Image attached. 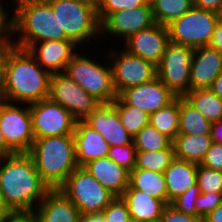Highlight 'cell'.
Segmentation results:
<instances>
[{"label":"cell","instance_id":"6da1fadb","mask_svg":"<svg viewBox=\"0 0 222 222\" xmlns=\"http://www.w3.org/2000/svg\"><path fill=\"white\" fill-rule=\"evenodd\" d=\"M0 190L10 211L35 210L50 190L28 152L0 158Z\"/></svg>","mask_w":222,"mask_h":222},{"label":"cell","instance_id":"7a4b0ae2","mask_svg":"<svg viewBox=\"0 0 222 222\" xmlns=\"http://www.w3.org/2000/svg\"><path fill=\"white\" fill-rule=\"evenodd\" d=\"M50 77L51 74L35 61L27 49L14 46L5 62L0 99L32 104L49 98Z\"/></svg>","mask_w":222,"mask_h":222},{"label":"cell","instance_id":"3957f363","mask_svg":"<svg viewBox=\"0 0 222 222\" xmlns=\"http://www.w3.org/2000/svg\"><path fill=\"white\" fill-rule=\"evenodd\" d=\"M14 43L27 49L30 45L49 40L69 39L59 34V22L45 0H13ZM18 35V36H17Z\"/></svg>","mask_w":222,"mask_h":222},{"label":"cell","instance_id":"277c9868","mask_svg":"<svg viewBox=\"0 0 222 222\" xmlns=\"http://www.w3.org/2000/svg\"><path fill=\"white\" fill-rule=\"evenodd\" d=\"M37 172L49 189H59L78 167L73 135L34 139L28 152Z\"/></svg>","mask_w":222,"mask_h":222},{"label":"cell","instance_id":"5b68a950","mask_svg":"<svg viewBox=\"0 0 222 222\" xmlns=\"http://www.w3.org/2000/svg\"><path fill=\"white\" fill-rule=\"evenodd\" d=\"M59 22V34H65L87 51V44L101 38V23L96 0H45ZM96 40V41H94ZM83 44V45H82ZM86 45V46H84ZM84 46V47H82Z\"/></svg>","mask_w":222,"mask_h":222},{"label":"cell","instance_id":"8992f818","mask_svg":"<svg viewBox=\"0 0 222 222\" xmlns=\"http://www.w3.org/2000/svg\"><path fill=\"white\" fill-rule=\"evenodd\" d=\"M92 52L89 56L84 49L83 52L79 50L67 64L64 73L101 103H112L118 95L113 85L110 62L104 61V57L103 60L98 57L97 61L94 56L91 57Z\"/></svg>","mask_w":222,"mask_h":222},{"label":"cell","instance_id":"52a82bcc","mask_svg":"<svg viewBox=\"0 0 222 222\" xmlns=\"http://www.w3.org/2000/svg\"><path fill=\"white\" fill-rule=\"evenodd\" d=\"M81 215L101 213L116 197L85 168L77 167L59 188Z\"/></svg>","mask_w":222,"mask_h":222},{"label":"cell","instance_id":"ba28073f","mask_svg":"<svg viewBox=\"0 0 222 222\" xmlns=\"http://www.w3.org/2000/svg\"><path fill=\"white\" fill-rule=\"evenodd\" d=\"M218 21L219 14L192 7L167 25L170 42L194 49L208 46Z\"/></svg>","mask_w":222,"mask_h":222},{"label":"cell","instance_id":"9c48e42d","mask_svg":"<svg viewBox=\"0 0 222 222\" xmlns=\"http://www.w3.org/2000/svg\"><path fill=\"white\" fill-rule=\"evenodd\" d=\"M117 48L111 47L106 51L107 54L105 53L112 68L113 85L117 95L127 88L147 83L157 77L156 65L129 54L118 45Z\"/></svg>","mask_w":222,"mask_h":222},{"label":"cell","instance_id":"30bf717a","mask_svg":"<svg viewBox=\"0 0 222 222\" xmlns=\"http://www.w3.org/2000/svg\"><path fill=\"white\" fill-rule=\"evenodd\" d=\"M194 48L169 42L157 68V77L177 97L190 87L191 59Z\"/></svg>","mask_w":222,"mask_h":222},{"label":"cell","instance_id":"8fae6325","mask_svg":"<svg viewBox=\"0 0 222 222\" xmlns=\"http://www.w3.org/2000/svg\"><path fill=\"white\" fill-rule=\"evenodd\" d=\"M0 131L15 152H29L34 142L29 104L0 99Z\"/></svg>","mask_w":222,"mask_h":222},{"label":"cell","instance_id":"7c38bea8","mask_svg":"<svg viewBox=\"0 0 222 222\" xmlns=\"http://www.w3.org/2000/svg\"><path fill=\"white\" fill-rule=\"evenodd\" d=\"M34 139L73 135L76 119L50 98L29 104Z\"/></svg>","mask_w":222,"mask_h":222},{"label":"cell","instance_id":"4fadbf2b","mask_svg":"<svg viewBox=\"0 0 222 222\" xmlns=\"http://www.w3.org/2000/svg\"><path fill=\"white\" fill-rule=\"evenodd\" d=\"M49 98L68 110L77 121L85 120L101 104L66 73L51 74Z\"/></svg>","mask_w":222,"mask_h":222},{"label":"cell","instance_id":"5bb4252c","mask_svg":"<svg viewBox=\"0 0 222 222\" xmlns=\"http://www.w3.org/2000/svg\"><path fill=\"white\" fill-rule=\"evenodd\" d=\"M155 23L150 1L143 6L124 9L109 14L101 22V38L120 40L123 43L133 34L153 26ZM105 33V34H104ZM112 36V37H111ZM115 37V38H114ZM122 40V41H121Z\"/></svg>","mask_w":222,"mask_h":222},{"label":"cell","instance_id":"9a60e30c","mask_svg":"<svg viewBox=\"0 0 222 222\" xmlns=\"http://www.w3.org/2000/svg\"><path fill=\"white\" fill-rule=\"evenodd\" d=\"M169 42L168 27L156 23L130 36L123 42L122 48L157 66Z\"/></svg>","mask_w":222,"mask_h":222},{"label":"cell","instance_id":"2e32d148","mask_svg":"<svg viewBox=\"0 0 222 222\" xmlns=\"http://www.w3.org/2000/svg\"><path fill=\"white\" fill-rule=\"evenodd\" d=\"M118 97L126 105L141 109L148 114L168 106L177 98L158 77L147 83L127 88Z\"/></svg>","mask_w":222,"mask_h":222},{"label":"cell","instance_id":"e0dca14e","mask_svg":"<svg viewBox=\"0 0 222 222\" xmlns=\"http://www.w3.org/2000/svg\"><path fill=\"white\" fill-rule=\"evenodd\" d=\"M71 39L41 41L27 50L35 61L50 74L64 73L72 57L82 48Z\"/></svg>","mask_w":222,"mask_h":222},{"label":"cell","instance_id":"ac0fdd59","mask_svg":"<svg viewBox=\"0 0 222 222\" xmlns=\"http://www.w3.org/2000/svg\"><path fill=\"white\" fill-rule=\"evenodd\" d=\"M84 121L99 132L110 147L133 142L113 103H101Z\"/></svg>","mask_w":222,"mask_h":222},{"label":"cell","instance_id":"d6986e66","mask_svg":"<svg viewBox=\"0 0 222 222\" xmlns=\"http://www.w3.org/2000/svg\"><path fill=\"white\" fill-rule=\"evenodd\" d=\"M222 72V52L209 46L193 51L190 70L189 90L210 88Z\"/></svg>","mask_w":222,"mask_h":222},{"label":"cell","instance_id":"ffe728a7","mask_svg":"<svg viewBox=\"0 0 222 222\" xmlns=\"http://www.w3.org/2000/svg\"><path fill=\"white\" fill-rule=\"evenodd\" d=\"M75 141L76 163L83 167L88 162L108 156L109 144L99 132L84 120L76 121L73 133Z\"/></svg>","mask_w":222,"mask_h":222},{"label":"cell","instance_id":"44dd1931","mask_svg":"<svg viewBox=\"0 0 222 222\" xmlns=\"http://www.w3.org/2000/svg\"><path fill=\"white\" fill-rule=\"evenodd\" d=\"M39 222H78L80 212L59 189H50L35 209Z\"/></svg>","mask_w":222,"mask_h":222},{"label":"cell","instance_id":"7402d4cb","mask_svg":"<svg viewBox=\"0 0 222 222\" xmlns=\"http://www.w3.org/2000/svg\"><path fill=\"white\" fill-rule=\"evenodd\" d=\"M83 168L116 197L129 186V172L108 157L92 160Z\"/></svg>","mask_w":222,"mask_h":222},{"label":"cell","instance_id":"603a6c76","mask_svg":"<svg viewBox=\"0 0 222 222\" xmlns=\"http://www.w3.org/2000/svg\"><path fill=\"white\" fill-rule=\"evenodd\" d=\"M197 168L198 164L193 162L176 157L172 160L163 172L167 187L168 204L191 186L197 184Z\"/></svg>","mask_w":222,"mask_h":222},{"label":"cell","instance_id":"cb8c5ba5","mask_svg":"<svg viewBox=\"0 0 222 222\" xmlns=\"http://www.w3.org/2000/svg\"><path fill=\"white\" fill-rule=\"evenodd\" d=\"M121 198L126 202L130 217L137 222L158 220L166 204L146 193L128 186Z\"/></svg>","mask_w":222,"mask_h":222},{"label":"cell","instance_id":"d4e9b609","mask_svg":"<svg viewBox=\"0 0 222 222\" xmlns=\"http://www.w3.org/2000/svg\"><path fill=\"white\" fill-rule=\"evenodd\" d=\"M129 186L162 200L168 205L166 181L163 173L134 168L129 173Z\"/></svg>","mask_w":222,"mask_h":222},{"label":"cell","instance_id":"484cf974","mask_svg":"<svg viewBox=\"0 0 222 222\" xmlns=\"http://www.w3.org/2000/svg\"><path fill=\"white\" fill-rule=\"evenodd\" d=\"M175 157L200 164L212 144L210 135L178 134L173 142Z\"/></svg>","mask_w":222,"mask_h":222},{"label":"cell","instance_id":"4316f807","mask_svg":"<svg viewBox=\"0 0 222 222\" xmlns=\"http://www.w3.org/2000/svg\"><path fill=\"white\" fill-rule=\"evenodd\" d=\"M183 97L211 123L222 120V100L210 88L189 90Z\"/></svg>","mask_w":222,"mask_h":222},{"label":"cell","instance_id":"83f0119b","mask_svg":"<svg viewBox=\"0 0 222 222\" xmlns=\"http://www.w3.org/2000/svg\"><path fill=\"white\" fill-rule=\"evenodd\" d=\"M211 122L194 108L184 97H179L178 134L210 135Z\"/></svg>","mask_w":222,"mask_h":222},{"label":"cell","instance_id":"f1b7e54d","mask_svg":"<svg viewBox=\"0 0 222 222\" xmlns=\"http://www.w3.org/2000/svg\"><path fill=\"white\" fill-rule=\"evenodd\" d=\"M149 124L173 141L179 131V97L168 106L151 113Z\"/></svg>","mask_w":222,"mask_h":222},{"label":"cell","instance_id":"f546056e","mask_svg":"<svg viewBox=\"0 0 222 222\" xmlns=\"http://www.w3.org/2000/svg\"><path fill=\"white\" fill-rule=\"evenodd\" d=\"M155 23L169 25L193 7V0H149Z\"/></svg>","mask_w":222,"mask_h":222},{"label":"cell","instance_id":"4dcf8cb0","mask_svg":"<svg viewBox=\"0 0 222 222\" xmlns=\"http://www.w3.org/2000/svg\"><path fill=\"white\" fill-rule=\"evenodd\" d=\"M112 103L117 109L122 124L132 137H134L142 128L149 125L150 114L147 112L126 105L119 97H117Z\"/></svg>","mask_w":222,"mask_h":222},{"label":"cell","instance_id":"1f68e13d","mask_svg":"<svg viewBox=\"0 0 222 222\" xmlns=\"http://www.w3.org/2000/svg\"><path fill=\"white\" fill-rule=\"evenodd\" d=\"M172 140L150 124L142 128L134 137L137 152L156 151L173 147Z\"/></svg>","mask_w":222,"mask_h":222},{"label":"cell","instance_id":"d6a6232c","mask_svg":"<svg viewBox=\"0 0 222 222\" xmlns=\"http://www.w3.org/2000/svg\"><path fill=\"white\" fill-rule=\"evenodd\" d=\"M174 158V147H167L156 151L137 152L135 168L163 173Z\"/></svg>","mask_w":222,"mask_h":222},{"label":"cell","instance_id":"836d02e7","mask_svg":"<svg viewBox=\"0 0 222 222\" xmlns=\"http://www.w3.org/2000/svg\"><path fill=\"white\" fill-rule=\"evenodd\" d=\"M197 184L201 193L222 192V171L208 169L198 164Z\"/></svg>","mask_w":222,"mask_h":222},{"label":"cell","instance_id":"e575fe53","mask_svg":"<svg viewBox=\"0 0 222 222\" xmlns=\"http://www.w3.org/2000/svg\"><path fill=\"white\" fill-rule=\"evenodd\" d=\"M96 2L97 15L101 23L109 14L146 5L149 0H96Z\"/></svg>","mask_w":222,"mask_h":222},{"label":"cell","instance_id":"d590c367","mask_svg":"<svg viewBox=\"0 0 222 222\" xmlns=\"http://www.w3.org/2000/svg\"><path fill=\"white\" fill-rule=\"evenodd\" d=\"M136 153L137 150L132 142L128 145L110 147L107 157L130 173L135 168Z\"/></svg>","mask_w":222,"mask_h":222},{"label":"cell","instance_id":"8d00e7d4","mask_svg":"<svg viewBox=\"0 0 222 222\" xmlns=\"http://www.w3.org/2000/svg\"><path fill=\"white\" fill-rule=\"evenodd\" d=\"M200 193L199 185L195 184L174 199L170 205L179 212L196 216V204L194 200Z\"/></svg>","mask_w":222,"mask_h":222},{"label":"cell","instance_id":"74e56055","mask_svg":"<svg viewBox=\"0 0 222 222\" xmlns=\"http://www.w3.org/2000/svg\"><path fill=\"white\" fill-rule=\"evenodd\" d=\"M106 222H131L126 202L121 197L114 200L102 211Z\"/></svg>","mask_w":222,"mask_h":222},{"label":"cell","instance_id":"f35d334b","mask_svg":"<svg viewBox=\"0 0 222 222\" xmlns=\"http://www.w3.org/2000/svg\"><path fill=\"white\" fill-rule=\"evenodd\" d=\"M5 1L0 0V42H14V13L8 11L10 9L8 3L10 4V2L7 0V4H5ZM10 1L12 6L14 1Z\"/></svg>","mask_w":222,"mask_h":222},{"label":"cell","instance_id":"ab89813d","mask_svg":"<svg viewBox=\"0 0 222 222\" xmlns=\"http://www.w3.org/2000/svg\"><path fill=\"white\" fill-rule=\"evenodd\" d=\"M194 201L196 217L204 218L222 203V192L200 193Z\"/></svg>","mask_w":222,"mask_h":222},{"label":"cell","instance_id":"60d3db41","mask_svg":"<svg viewBox=\"0 0 222 222\" xmlns=\"http://www.w3.org/2000/svg\"><path fill=\"white\" fill-rule=\"evenodd\" d=\"M200 165L208 169L222 171V144L212 142Z\"/></svg>","mask_w":222,"mask_h":222},{"label":"cell","instance_id":"b9f144b4","mask_svg":"<svg viewBox=\"0 0 222 222\" xmlns=\"http://www.w3.org/2000/svg\"><path fill=\"white\" fill-rule=\"evenodd\" d=\"M161 222H204V218L196 217L177 211L170 204L163 209Z\"/></svg>","mask_w":222,"mask_h":222},{"label":"cell","instance_id":"7bdbcfd3","mask_svg":"<svg viewBox=\"0 0 222 222\" xmlns=\"http://www.w3.org/2000/svg\"><path fill=\"white\" fill-rule=\"evenodd\" d=\"M2 222H39L35 210L9 211Z\"/></svg>","mask_w":222,"mask_h":222},{"label":"cell","instance_id":"ee69618b","mask_svg":"<svg viewBox=\"0 0 222 222\" xmlns=\"http://www.w3.org/2000/svg\"><path fill=\"white\" fill-rule=\"evenodd\" d=\"M193 7L219 14L222 9V0H193Z\"/></svg>","mask_w":222,"mask_h":222},{"label":"cell","instance_id":"f6af8a7d","mask_svg":"<svg viewBox=\"0 0 222 222\" xmlns=\"http://www.w3.org/2000/svg\"><path fill=\"white\" fill-rule=\"evenodd\" d=\"M14 46V42H0V84L2 83L4 77L7 56Z\"/></svg>","mask_w":222,"mask_h":222},{"label":"cell","instance_id":"bcb514c9","mask_svg":"<svg viewBox=\"0 0 222 222\" xmlns=\"http://www.w3.org/2000/svg\"><path fill=\"white\" fill-rule=\"evenodd\" d=\"M210 48L222 52V21L219 20L215 26L211 41L208 45Z\"/></svg>","mask_w":222,"mask_h":222},{"label":"cell","instance_id":"7dc6e473","mask_svg":"<svg viewBox=\"0 0 222 222\" xmlns=\"http://www.w3.org/2000/svg\"><path fill=\"white\" fill-rule=\"evenodd\" d=\"M210 137L212 142L222 144V120L211 124Z\"/></svg>","mask_w":222,"mask_h":222},{"label":"cell","instance_id":"c3c4849f","mask_svg":"<svg viewBox=\"0 0 222 222\" xmlns=\"http://www.w3.org/2000/svg\"><path fill=\"white\" fill-rule=\"evenodd\" d=\"M204 222H222V203L204 217Z\"/></svg>","mask_w":222,"mask_h":222},{"label":"cell","instance_id":"681fc988","mask_svg":"<svg viewBox=\"0 0 222 222\" xmlns=\"http://www.w3.org/2000/svg\"><path fill=\"white\" fill-rule=\"evenodd\" d=\"M78 222H106L103 213H89L80 215Z\"/></svg>","mask_w":222,"mask_h":222},{"label":"cell","instance_id":"f907efd6","mask_svg":"<svg viewBox=\"0 0 222 222\" xmlns=\"http://www.w3.org/2000/svg\"><path fill=\"white\" fill-rule=\"evenodd\" d=\"M15 152L7 145L2 132L0 131V158L7 157Z\"/></svg>","mask_w":222,"mask_h":222},{"label":"cell","instance_id":"816d5d0a","mask_svg":"<svg viewBox=\"0 0 222 222\" xmlns=\"http://www.w3.org/2000/svg\"><path fill=\"white\" fill-rule=\"evenodd\" d=\"M210 89L222 100V72L215 78Z\"/></svg>","mask_w":222,"mask_h":222},{"label":"cell","instance_id":"f5cc1de1","mask_svg":"<svg viewBox=\"0 0 222 222\" xmlns=\"http://www.w3.org/2000/svg\"><path fill=\"white\" fill-rule=\"evenodd\" d=\"M10 210L7 208L3 196H2V192L0 190V220H2L9 212Z\"/></svg>","mask_w":222,"mask_h":222},{"label":"cell","instance_id":"db71d44e","mask_svg":"<svg viewBox=\"0 0 222 222\" xmlns=\"http://www.w3.org/2000/svg\"><path fill=\"white\" fill-rule=\"evenodd\" d=\"M219 20L222 21V9H221V11H220V13H219Z\"/></svg>","mask_w":222,"mask_h":222},{"label":"cell","instance_id":"11a10c76","mask_svg":"<svg viewBox=\"0 0 222 222\" xmlns=\"http://www.w3.org/2000/svg\"><path fill=\"white\" fill-rule=\"evenodd\" d=\"M148 222H161L160 219L154 220V221H148Z\"/></svg>","mask_w":222,"mask_h":222}]
</instances>
